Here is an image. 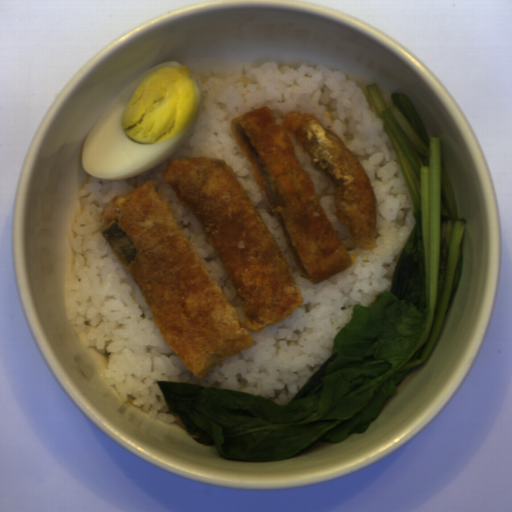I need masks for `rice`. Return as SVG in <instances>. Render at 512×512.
<instances>
[{
    "mask_svg": "<svg viewBox=\"0 0 512 512\" xmlns=\"http://www.w3.org/2000/svg\"><path fill=\"white\" fill-rule=\"evenodd\" d=\"M202 101L196 120L181 147L146 172L120 180L91 177L79 191L81 212L68 238L75 252L69 275L68 314L85 346L105 356L106 382L128 403L149 417L170 424L158 382L208 385L263 395L290 404L308 379L334 354L335 337L353 318L356 304L373 305L391 292L399 256L415 226V208L397 151L370 95L344 74L302 61L284 67L277 61L242 66L232 72H207L196 80ZM268 106L281 123L289 111L317 116L360 160L377 197L375 250L352 240L335 211L332 180L313 165L296 142V157L309 172L333 226L353 264L329 279L311 284L298 274L280 226L232 129L234 118ZM219 158L238 181L273 232L287 257L304 303L292 315L253 335L245 351L215 366L201 380L193 376L163 341L155 319L128 269L100 231L104 207L144 181L159 179L182 232L229 303L243 321L241 302L203 228L163 181L168 159Z\"/></svg>",
    "mask_w": 512,
    "mask_h": 512,
    "instance_id": "rice-1",
    "label": "rice"
}]
</instances>
